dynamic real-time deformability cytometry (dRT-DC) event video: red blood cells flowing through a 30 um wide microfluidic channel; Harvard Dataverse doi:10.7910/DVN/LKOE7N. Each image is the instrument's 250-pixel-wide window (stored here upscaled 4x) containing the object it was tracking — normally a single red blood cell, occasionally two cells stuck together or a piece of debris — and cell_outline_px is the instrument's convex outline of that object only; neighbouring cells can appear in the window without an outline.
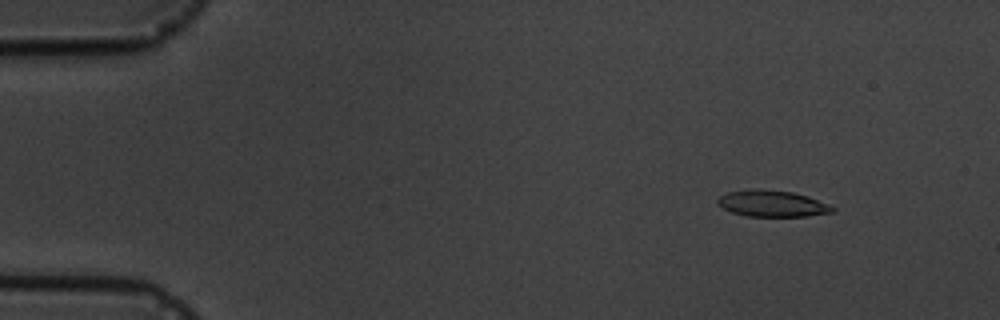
{"species": "common noctule bat (a hibernating species)", "species_latin": "Nyctalus noctula", "temperature_condition": "cold", "stored_images_in_passage": 4, "camera_frame_rate_fps": 3000, "um_per_image_px": 0.085, "animal": {"sex": "male", "body_mass_g": 19.5, "forearm_length_mm": 54.6}, "frame": {"image": 1, "passage_image": 2, "time_ms": 2.0, "image_size_px": [1000, 320], "cell_outline_px": [[836, 212], [808, 216], [748, 216], [732, 212], [716, 204], [716, 200], [720, 196], [728, 192], [792, 192], [808, 196], [836, 208]], "centroid_in_image_um": [65.7, 17.36], "position_along_channel_um": 19.3, "area_um2": 16.7}}